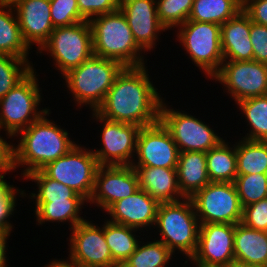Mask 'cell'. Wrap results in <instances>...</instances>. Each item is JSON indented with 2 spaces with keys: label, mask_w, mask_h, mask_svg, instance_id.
I'll return each instance as SVG.
<instances>
[{
  "label": "cell",
  "mask_w": 267,
  "mask_h": 267,
  "mask_svg": "<svg viewBox=\"0 0 267 267\" xmlns=\"http://www.w3.org/2000/svg\"><path fill=\"white\" fill-rule=\"evenodd\" d=\"M234 232V224H200L198 247L189 262L192 267H230L235 263Z\"/></svg>",
  "instance_id": "cell-16"
},
{
  "label": "cell",
  "mask_w": 267,
  "mask_h": 267,
  "mask_svg": "<svg viewBox=\"0 0 267 267\" xmlns=\"http://www.w3.org/2000/svg\"><path fill=\"white\" fill-rule=\"evenodd\" d=\"M165 100L166 97L161 104L159 120L170 132L179 152H207L224 140L209 123L185 110L172 108Z\"/></svg>",
  "instance_id": "cell-9"
},
{
  "label": "cell",
  "mask_w": 267,
  "mask_h": 267,
  "mask_svg": "<svg viewBox=\"0 0 267 267\" xmlns=\"http://www.w3.org/2000/svg\"><path fill=\"white\" fill-rule=\"evenodd\" d=\"M220 83L223 93L235 101L267 95V64L258 61H223L210 79ZM227 90V91H226Z\"/></svg>",
  "instance_id": "cell-13"
},
{
  "label": "cell",
  "mask_w": 267,
  "mask_h": 267,
  "mask_svg": "<svg viewBox=\"0 0 267 267\" xmlns=\"http://www.w3.org/2000/svg\"><path fill=\"white\" fill-rule=\"evenodd\" d=\"M174 30L176 40L182 45L185 55L192 60L205 78L211 79L221 68L223 53L221 49V25L210 22L187 20Z\"/></svg>",
  "instance_id": "cell-7"
},
{
  "label": "cell",
  "mask_w": 267,
  "mask_h": 267,
  "mask_svg": "<svg viewBox=\"0 0 267 267\" xmlns=\"http://www.w3.org/2000/svg\"><path fill=\"white\" fill-rule=\"evenodd\" d=\"M138 175L139 188L159 203L176 202L186 198L180 191L176 169L133 167Z\"/></svg>",
  "instance_id": "cell-22"
},
{
  "label": "cell",
  "mask_w": 267,
  "mask_h": 267,
  "mask_svg": "<svg viewBox=\"0 0 267 267\" xmlns=\"http://www.w3.org/2000/svg\"><path fill=\"white\" fill-rule=\"evenodd\" d=\"M137 189L138 175L131 165H100L88 204L105 212L113 203L131 196Z\"/></svg>",
  "instance_id": "cell-17"
},
{
  "label": "cell",
  "mask_w": 267,
  "mask_h": 267,
  "mask_svg": "<svg viewBox=\"0 0 267 267\" xmlns=\"http://www.w3.org/2000/svg\"><path fill=\"white\" fill-rule=\"evenodd\" d=\"M242 8L240 0H194L188 20L222 25Z\"/></svg>",
  "instance_id": "cell-31"
},
{
  "label": "cell",
  "mask_w": 267,
  "mask_h": 267,
  "mask_svg": "<svg viewBox=\"0 0 267 267\" xmlns=\"http://www.w3.org/2000/svg\"><path fill=\"white\" fill-rule=\"evenodd\" d=\"M154 232L157 240L163 242L170 251L186 259L183 267L194 256L198 247L200 222L190 198L176 202L160 203ZM160 238V239H159ZM177 252V253H176Z\"/></svg>",
  "instance_id": "cell-4"
},
{
  "label": "cell",
  "mask_w": 267,
  "mask_h": 267,
  "mask_svg": "<svg viewBox=\"0 0 267 267\" xmlns=\"http://www.w3.org/2000/svg\"><path fill=\"white\" fill-rule=\"evenodd\" d=\"M10 236H12L9 233H6L4 231L0 230V267H8L10 265H8V258H7V250H8V245H7V240H9Z\"/></svg>",
  "instance_id": "cell-44"
},
{
  "label": "cell",
  "mask_w": 267,
  "mask_h": 267,
  "mask_svg": "<svg viewBox=\"0 0 267 267\" xmlns=\"http://www.w3.org/2000/svg\"><path fill=\"white\" fill-rule=\"evenodd\" d=\"M250 40L253 48V60L267 64V26L250 20Z\"/></svg>",
  "instance_id": "cell-41"
},
{
  "label": "cell",
  "mask_w": 267,
  "mask_h": 267,
  "mask_svg": "<svg viewBox=\"0 0 267 267\" xmlns=\"http://www.w3.org/2000/svg\"><path fill=\"white\" fill-rule=\"evenodd\" d=\"M178 157L179 150L174 139L159 120L155 124L141 127L131 166L176 169Z\"/></svg>",
  "instance_id": "cell-15"
},
{
  "label": "cell",
  "mask_w": 267,
  "mask_h": 267,
  "mask_svg": "<svg viewBox=\"0 0 267 267\" xmlns=\"http://www.w3.org/2000/svg\"><path fill=\"white\" fill-rule=\"evenodd\" d=\"M90 113L92 121L102 126L101 135L98 136L102 146L99 149H91L99 165H131L136 154L137 137L141 127L105 119L95 111Z\"/></svg>",
  "instance_id": "cell-12"
},
{
  "label": "cell",
  "mask_w": 267,
  "mask_h": 267,
  "mask_svg": "<svg viewBox=\"0 0 267 267\" xmlns=\"http://www.w3.org/2000/svg\"><path fill=\"white\" fill-rule=\"evenodd\" d=\"M33 68L8 94L0 99V131L16 136L50 108H41L43 98L38 73ZM40 106V107H39ZM41 109V110H40Z\"/></svg>",
  "instance_id": "cell-6"
},
{
  "label": "cell",
  "mask_w": 267,
  "mask_h": 267,
  "mask_svg": "<svg viewBox=\"0 0 267 267\" xmlns=\"http://www.w3.org/2000/svg\"><path fill=\"white\" fill-rule=\"evenodd\" d=\"M238 106V107H237ZM241 116L247 124L243 139L250 141H267V95L252 97L236 103Z\"/></svg>",
  "instance_id": "cell-29"
},
{
  "label": "cell",
  "mask_w": 267,
  "mask_h": 267,
  "mask_svg": "<svg viewBox=\"0 0 267 267\" xmlns=\"http://www.w3.org/2000/svg\"><path fill=\"white\" fill-rule=\"evenodd\" d=\"M190 199L200 224L241 223L243 208L233 182H210Z\"/></svg>",
  "instance_id": "cell-11"
},
{
  "label": "cell",
  "mask_w": 267,
  "mask_h": 267,
  "mask_svg": "<svg viewBox=\"0 0 267 267\" xmlns=\"http://www.w3.org/2000/svg\"><path fill=\"white\" fill-rule=\"evenodd\" d=\"M225 139L206 152L207 174L210 182H234L237 176L235 142L232 145L226 137Z\"/></svg>",
  "instance_id": "cell-28"
},
{
  "label": "cell",
  "mask_w": 267,
  "mask_h": 267,
  "mask_svg": "<svg viewBox=\"0 0 267 267\" xmlns=\"http://www.w3.org/2000/svg\"><path fill=\"white\" fill-rule=\"evenodd\" d=\"M230 267H256V266H248V265H243L239 263H233Z\"/></svg>",
  "instance_id": "cell-47"
},
{
  "label": "cell",
  "mask_w": 267,
  "mask_h": 267,
  "mask_svg": "<svg viewBox=\"0 0 267 267\" xmlns=\"http://www.w3.org/2000/svg\"><path fill=\"white\" fill-rule=\"evenodd\" d=\"M99 166L91 148L78 143L67 154L48 163L41 171L89 201Z\"/></svg>",
  "instance_id": "cell-10"
},
{
  "label": "cell",
  "mask_w": 267,
  "mask_h": 267,
  "mask_svg": "<svg viewBox=\"0 0 267 267\" xmlns=\"http://www.w3.org/2000/svg\"><path fill=\"white\" fill-rule=\"evenodd\" d=\"M26 190L14 187L6 179H0V230L11 234L13 229L12 215L16 213L17 199L25 198ZM18 195V196H17ZM18 197V198H17ZM11 221V222H10ZM12 223V224H11Z\"/></svg>",
  "instance_id": "cell-37"
},
{
  "label": "cell",
  "mask_w": 267,
  "mask_h": 267,
  "mask_svg": "<svg viewBox=\"0 0 267 267\" xmlns=\"http://www.w3.org/2000/svg\"><path fill=\"white\" fill-rule=\"evenodd\" d=\"M51 113L49 109L16 136L19 140H16L18 144L14 143V167L15 170L23 168L22 179L64 156L79 142L71 139L66 129L47 118Z\"/></svg>",
  "instance_id": "cell-2"
},
{
  "label": "cell",
  "mask_w": 267,
  "mask_h": 267,
  "mask_svg": "<svg viewBox=\"0 0 267 267\" xmlns=\"http://www.w3.org/2000/svg\"><path fill=\"white\" fill-rule=\"evenodd\" d=\"M176 170L180 191L186 198L210 183L206 152H179Z\"/></svg>",
  "instance_id": "cell-25"
},
{
  "label": "cell",
  "mask_w": 267,
  "mask_h": 267,
  "mask_svg": "<svg viewBox=\"0 0 267 267\" xmlns=\"http://www.w3.org/2000/svg\"><path fill=\"white\" fill-rule=\"evenodd\" d=\"M89 22L94 56L119 61L124 67L144 66L147 63L145 52L135 42L125 15L119 9L98 15Z\"/></svg>",
  "instance_id": "cell-3"
},
{
  "label": "cell",
  "mask_w": 267,
  "mask_h": 267,
  "mask_svg": "<svg viewBox=\"0 0 267 267\" xmlns=\"http://www.w3.org/2000/svg\"><path fill=\"white\" fill-rule=\"evenodd\" d=\"M147 68L124 67L95 112L105 119L139 127L157 123L164 94L157 91Z\"/></svg>",
  "instance_id": "cell-1"
},
{
  "label": "cell",
  "mask_w": 267,
  "mask_h": 267,
  "mask_svg": "<svg viewBox=\"0 0 267 267\" xmlns=\"http://www.w3.org/2000/svg\"><path fill=\"white\" fill-rule=\"evenodd\" d=\"M233 183L242 208L267 198V174L237 175Z\"/></svg>",
  "instance_id": "cell-35"
},
{
  "label": "cell",
  "mask_w": 267,
  "mask_h": 267,
  "mask_svg": "<svg viewBox=\"0 0 267 267\" xmlns=\"http://www.w3.org/2000/svg\"><path fill=\"white\" fill-rule=\"evenodd\" d=\"M10 138L12 142L7 141ZM12 139L13 137L8 134H6L5 139L0 135V179H5L6 175H10V172L17 171L14 167V140Z\"/></svg>",
  "instance_id": "cell-42"
},
{
  "label": "cell",
  "mask_w": 267,
  "mask_h": 267,
  "mask_svg": "<svg viewBox=\"0 0 267 267\" xmlns=\"http://www.w3.org/2000/svg\"><path fill=\"white\" fill-rule=\"evenodd\" d=\"M235 262L248 266L267 267V232L235 225Z\"/></svg>",
  "instance_id": "cell-23"
},
{
  "label": "cell",
  "mask_w": 267,
  "mask_h": 267,
  "mask_svg": "<svg viewBox=\"0 0 267 267\" xmlns=\"http://www.w3.org/2000/svg\"><path fill=\"white\" fill-rule=\"evenodd\" d=\"M238 140L235 142L237 175L267 174V141Z\"/></svg>",
  "instance_id": "cell-32"
},
{
  "label": "cell",
  "mask_w": 267,
  "mask_h": 267,
  "mask_svg": "<svg viewBox=\"0 0 267 267\" xmlns=\"http://www.w3.org/2000/svg\"><path fill=\"white\" fill-rule=\"evenodd\" d=\"M147 235L144 237L145 242L142 237V241L139 242L136 250L121 267H171L173 265V261L176 260L172 259H175L176 256L170 249L163 242L156 240L155 236L154 239L150 238L154 241L148 242ZM171 260L172 264L170 263Z\"/></svg>",
  "instance_id": "cell-30"
},
{
  "label": "cell",
  "mask_w": 267,
  "mask_h": 267,
  "mask_svg": "<svg viewBox=\"0 0 267 267\" xmlns=\"http://www.w3.org/2000/svg\"><path fill=\"white\" fill-rule=\"evenodd\" d=\"M159 204L139 188L131 196L113 203L105 213L109 215V221L137 229L143 232L144 236L145 230L154 228Z\"/></svg>",
  "instance_id": "cell-19"
},
{
  "label": "cell",
  "mask_w": 267,
  "mask_h": 267,
  "mask_svg": "<svg viewBox=\"0 0 267 267\" xmlns=\"http://www.w3.org/2000/svg\"><path fill=\"white\" fill-rule=\"evenodd\" d=\"M93 222L86 219L70 230L67 259L80 267H119L106 243L104 223Z\"/></svg>",
  "instance_id": "cell-14"
},
{
  "label": "cell",
  "mask_w": 267,
  "mask_h": 267,
  "mask_svg": "<svg viewBox=\"0 0 267 267\" xmlns=\"http://www.w3.org/2000/svg\"><path fill=\"white\" fill-rule=\"evenodd\" d=\"M23 1L25 0H0V3L10 8H14Z\"/></svg>",
  "instance_id": "cell-46"
},
{
  "label": "cell",
  "mask_w": 267,
  "mask_h": 267,
  "mask_svg": "<svg viewBox=\"0 0 267 267\" xmlns=\"http://www.w3.org/2000/svg\"><path fill=\"white\" fill-rule=\"evenodd\" d=\"M50 13L54 27L71 26L86 21L80 15L77 0H50Z\"/></svg>",
  "instance_id": "cell-38"
},
{
  "label": "cell",
  "mask_w": 267,
  "mask_h": 267,
  "mask_svg": "<svg viewBox=\"0 0 267 267\" xmlns=\"http://www.w3.org/2000/svg\"><path fill=\"white\" fill-rule=\"evenodd\" d=\"M123 68L119 61L93 55L64 74L63 85L67 87V93L72 95L76 107L81 109L85 106L93 112L102 104Z\"/></svg>",
  "instance_id": "cell-5"
},
{
  "label": "cell",
  "mask_w": 267,
  "mask_h": 267,
  "mask_svg": "<svg viewBox=\"0 0 267 267\" xmlns=\"http://www.w3.org/2000/svg\"><path fill=\"white\" fill-rule=\"evenodd\" d=\"M24 179L34 182L37 186L35 191L30 192L29 195L25 193V197L31 199L30 202L85 199L70 187L47 177L41 170L29 173Z\"/></svg>",
  "instance_id": "cell-33"
},
{
  "label": "cell",
  "mask_w": 267,
  "mask_h": 267,
  "mask_svg": "<svg viewBox=\"0 0 267 267\" xmlns=\"http://www.w3.org/2000/svg\"><path fill=\"white\" fill-rule=\"evenodd\" d=\"M80 15L90 21L102 14H109L119 9V0H77Z\"/></svg>",
  "instance_id": "cell-40"
},
{
  "label": "cell",
  "mask_w": 267,
  "mask_h": 267,
  "mask_svg": "<svg viewBox=\"0 0 267 267\" xmlns=\"http://www.w3.org/2000/svg\"><path fill=\"white\" fill-rule=\"evenodd\" d=\"M221 49L224 61H252L250 17L241 10L221 25Z\"/></svg>",
  "instance_id": "cell-21"
},
{
  "label": "cell",
  "mask_w": 267,
  "mask_h": 267,
  "mask_svg": "<svg viewBox=\"0 0 267 267\" xmlns=\"http://www.w3.org/2000/svg\"><path fill=\"white\" fill-rule=\"evenodd\" d=\"M247 0H240V2L243 4L244 2H246Z\"/></svg>",
  "instance_id": "cell-48"
},
{
  "label": "cell",
  "mask_w": 267,
  "mask_h": 267,
  "mask_svg": "<svg viewBox=\"0 0 267 267\" xmlns=\"http://www.w3.org/2000/svg\"><path fill=\"white\" fill-rule=\"evenodd\" d=\"M194 0H156L157 15L169 31L184 24L191 13Z\"/></svg>",
  "instance_id": "cell-36"
},
{
  "label": "cell",
  "mask_w": 267,
  "mask_h": 267,
  "mask_svg": "<svg viewBox=\"0 0 267 267\" xmlns=\"http://www.w3.org/2000/svg\"><path fill=\"white\" fill-rule=\"evenodd\" d=\"M104 236L114 262L121 267L142 240L139 230L111 222L104 217ZM138 233V235H136Z\"/></svg>",
  "instance_id": "cell-26"
},
{
  "label": "cell",
  "mask_w": 267,
  "mask_h": 267,
  "mask_svg": "<svg viewBox=\"0 0 267 267\" xmlns=\"http://www.w3.org/2000/svg\"><path fill=\"white\" fill-rule=\"evenodd\" d=\"M43 51L52 59V65H55L56 71L59 70L61 77L80 66L94 55L90 22L82 21L71 26L55 27L49 40L36 55H44Z\"/></svg>",
  "instance_id": "cell-8"
},
{
  "label": "cell",
  "mask_w": 267,
  "mask_h": 267,
  "mask_svg": "<svg viewBox=\"0 0 267 267\" xmlns=\"http://www.w3.org/2000/svg\"><path fill=\"white\" fill-rule=\"evenodd\" d=\"M24 42L35 52L49 40L54 26L51 20L50 0H25L14 7Z\"/></svg>",
  "instance_id": "cell-20"
},
{
  "label": "cell",
  "mask_w": 267,
  "mask_h": 267,
  "mask_svg": "<svg viewBox=\"0 0 267 267\" xmlns=\"http://www.w3.org/2000/svg\"><path fill=\"white\" fill-rule=\"evenodd\" d=\"M33 68L30 60L0 53V99L8 94Z\"/></svg>",
  "instance_id": "cell-34"
},
{
  "label": "cell",
  "mask_w": 267,
  "mask_h": 267,
  "mask_svg": "<svg viewBox=\"0 0 267 267\" xmlns=\"http://www.w3.org/2000/svg\"><path fill=\"white\" fill-rule=\"evenodd\" d=\"M119 10L125 15L137 45L146 54L156 49L159 36L167 31L158 18L156 0H119Z\"/></svg>",
  "instance_id": "cell-18"
},
{
  "label": "cell",
  "mask_w": 267,
  "mask_h": 267,
  "mask_svg": "<svg viewBox=\"0 0 267 267\" xmlns=\"http://www.w3.org/2000/svg\"><path fill=\"white\" fill-rule=\"evenodd\" d=\"M42 267H80V266L69 261L67 258L66 260L62 258L61 259L55 258L49 261V263L45 264Z\"/></svg>",
  "instance_id": "cell-45"
},
{
  "label": "cell",
  "mask_w": 267,
  "mask_h": 267,
  "mask_svg": "<svg viewBox=\"0 0 267 267\" xmlns=\"http://www.w3.org/2000/svg\"><path fill=\"white\" fill-rule=\"evenodd\" d=\"M242 10L252 22L267 26V0H247Z\"/></svg>",
  "instance_id": "cell-43"
},
{
  "label": "cell",
  "mask_w": 267,
  "mask_h": 267,
  "mask_svg": "<svg viewBox=\"0 0 267 267\" xmlns=\"http://www.w3.org/2000/svg\"><path fill=\"white\" fill-rule=\"evenodd\" d=\"M241 223L248 228L267 232V198L243 207Z\"/></svg>",
  "instance_id": "cell-39"
},
{
  "label": "cell",
  "mask_w": 267,
  "mask_h": 267,
  "mask_svg": "<svg viewBox=\"0 0 267 267\" xmlns=\"http://www.w3.org/2000/svg\"><path fill=\"white\" fill-rule=\"evenodd\" d=\"M30 50L22 38L14 8L0 3V53L29 60Z\"/></svg>",
  "instance_id": "cell-27"
},
{
  "label": "cell",
  "mask_w": 267,
  "mask_h": 267,
  "mask_svg": "<svg viewBox=\"0 0 267 267\" xmlns=\"http://www.w3.org/2000/svg\"><path fill=\"white\" fill-rule=\"evenodd\" d=\"M33 204L35 206L33 207V211L36 217V224L39 226H43L46 222L53 224L55 222L56 224L58 223V225L63 223L62 225L67 224L69 226L68 229L70 231L78 223L86 220L81 216L83 213L82 208L84 209L86 208L84 206L88 205L86 199L35 201Z\"/></svg>",
  "instance_id": "cell-24"
}]
</instances>
